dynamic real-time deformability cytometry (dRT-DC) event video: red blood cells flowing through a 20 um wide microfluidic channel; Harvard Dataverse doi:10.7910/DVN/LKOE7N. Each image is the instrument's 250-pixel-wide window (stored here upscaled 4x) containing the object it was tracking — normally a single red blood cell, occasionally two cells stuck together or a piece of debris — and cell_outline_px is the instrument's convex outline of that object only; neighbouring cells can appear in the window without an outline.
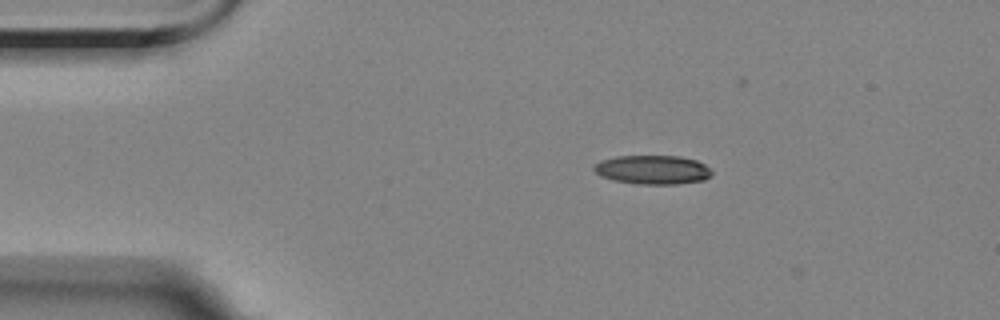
{"species": "Egyptian fruit bat (a non-hibernating species)", "species_latin": "Rousettus aegyptiacus", "temperature_condition": "room temperature", "stored_images_in_passage": 3, "camera_frame_rate_fps": 3000, "um_per_image_px": 0.085, "animal": {"sex": "female"}, "frame": {"image": 1, "passage_image": 1, "time_ms": 0.0, "image_size_px": [1000, 320], "cell_outline_px": [[712, 176], [704, 180], [676, 184], [636, 184], [612, 180], [600, 176], [592, 168], [600, 160], [616, 156], [680, 156], [696, 160], [704, 164], [712, 172]], "centroid_in_image_um": [55.46, 14.43], "position_along_channel_um": 29.5, "area_um2": 20.0}}